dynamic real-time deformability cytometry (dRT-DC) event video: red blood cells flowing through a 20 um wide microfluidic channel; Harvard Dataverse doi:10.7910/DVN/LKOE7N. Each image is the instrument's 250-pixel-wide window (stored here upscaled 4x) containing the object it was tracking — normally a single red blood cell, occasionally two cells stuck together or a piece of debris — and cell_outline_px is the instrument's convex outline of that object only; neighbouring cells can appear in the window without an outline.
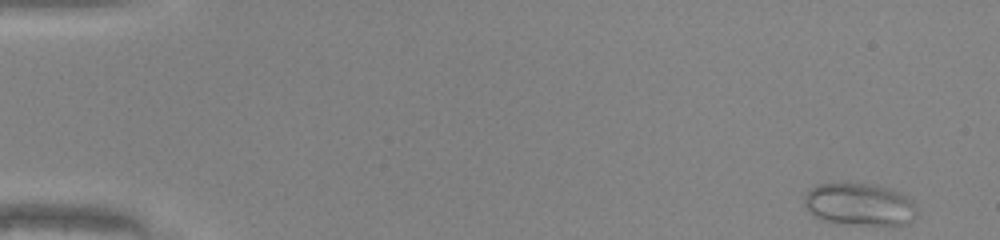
{"species": "common noctule bat (a hibernating species)", "species_latin": "Nyctalus noctula", "temperature_condition": "warm", "stored_images_in_passage": 47, "camera_frame_rate_fps": 3000, "um_per_image_px": 0.085, "animal": {"sex": "male", "body_mass_g": 20.0, "forearm_length_mm": 53.3}, "frame": {"image": 1, "passage_image": 1, "time_ms": 0.0, "image_size_px": [1000, 240], "cell_outline_px": [[916, 216], [908, 224], [840, 224], [820, 220], [812, 216], [804, 208], [804, 196], [816, 184], [876, 184], [900, 192], [912, 200], [916, 208]], "centroid_in_image_um": [73.02, 17.39], "position_along_channel_um": 12.0, "area_um2": 27.98}}
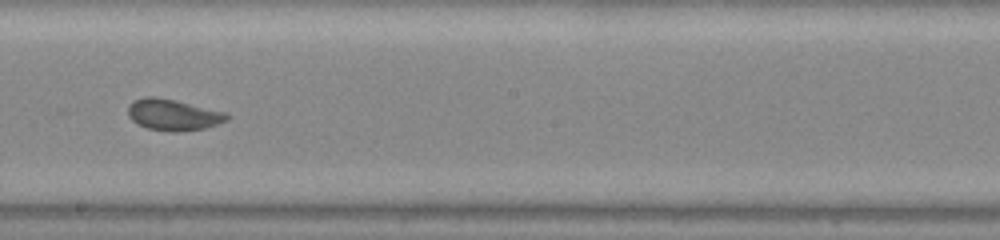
{"frame": {"image": 2, "passage_image": 27, "time_ms": 8.667, "image_size_px": [1000, 240], "cell_outline_px": [[232, 116], [228, 120], [204, 128], [176, 132], [172, 132], [148, 128], [136, 124], [128, 116], [128, 104], [132, 100], [144, 96], [156, 96], [176, 100], [228, 112]], "centroid_in_image_um": [14.72, 9.73], "position_along_channel_um": 233.5, "area_um2": 18.38}}
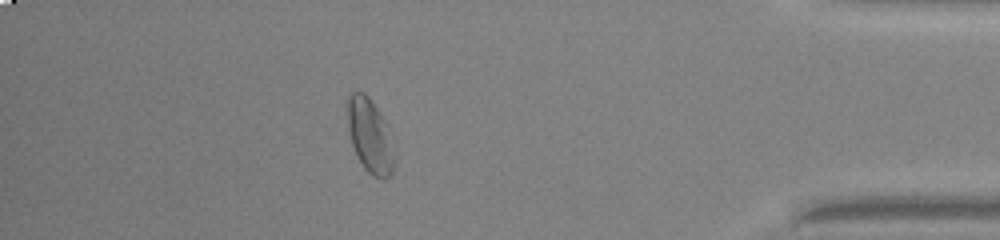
{"frame": {"image": 3, "passage_image": 42, "time_ms": 13.667, "image_size_px": [1000, 240], "cell_outline_px": [[392, 172], [384, 180], [380, 180], [372, 176], [364, 168], [356, 156], [352, 144], [348, 128], [348, 96], [352, 92], [364, 92], [368, 96], [380, 112], [384, 120], [392, 160]], "centroid_in_image_um": [31.37, 11.54], "position_along_channel_um": 403.8, "area_um2": 19.36}, "authors_computed_cell_mechanics": {"area_um2": 18.6694, "velocity_mm_per_s": 4.2109, "shape_relaxation_time_tau1_ms": null, "shape_relaxation_time_tau2_ms": 0.8536, "deformation_change_tau1": null, "deformation_change_tau2": 0.0579}}